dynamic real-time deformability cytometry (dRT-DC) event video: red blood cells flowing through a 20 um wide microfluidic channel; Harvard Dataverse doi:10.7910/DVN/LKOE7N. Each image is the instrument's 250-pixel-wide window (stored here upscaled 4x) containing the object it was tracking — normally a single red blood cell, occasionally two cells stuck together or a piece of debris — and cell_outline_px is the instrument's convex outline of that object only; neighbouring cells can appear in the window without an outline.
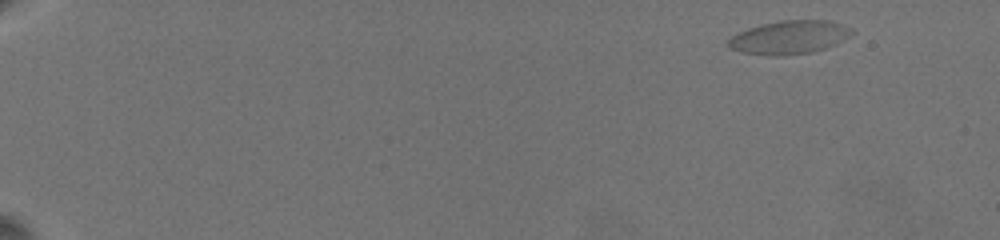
{"species": "common noctule bat (a hibernating species)", "species_latin": "Nyctalus noctula", "temperature_condition": "warm", "stored_images_in_passage": 36, "camera_frame_rate_fps": 3000, "um_per_image_px": 0.085, "animal": {"sex": "female", "body_mass_g": 19.5, "forearm_length_mm": 54.1}, "frame": {"image": 1, "passage_image": 1, "time_ms": 0.0, "image_size_px": [1000, 240], "cell_outline_px": [[856, 32], [824, 48], [812, 52], [744, 52], [728, 48], [724, 44], [732, 36], [740, 32], [764, 24], [784, 20], [824, 20], [840, 24], [852, 28]], "centroid_in_image_um": [67.11, 3.11], "position_along_channel_um": 17.9, "area_um2": 22.48}}
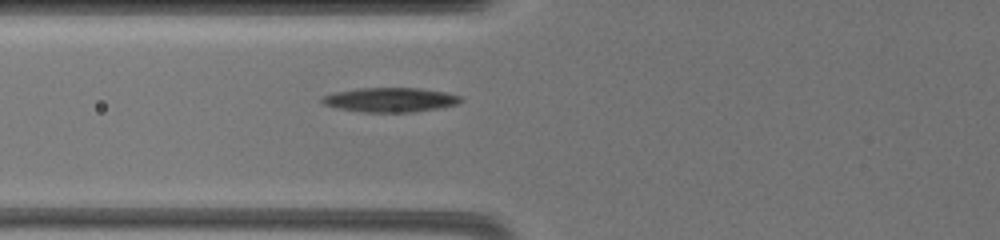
{"frame": {"image": 2, "passage_image": 21, "time_ms": 7.667, "image_size_px": [1000, 240], "cell_outline_px": [[464, 100], [456, 104], [436, 108], [412, 112], [364, 112], [336, 108], [324, 104], [320, 100], [320, 96], [336, 92], [360, 88], [420, 88], [444, 92], [460, 96]], "centroid_in_image_um": [33.13, 8.48], "position_along_channel_um": 92.7, "area_um2": 19.59}}
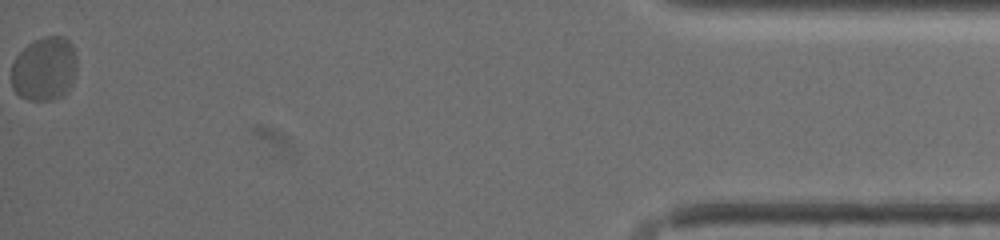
{"frame": {"image": 3, "passage_image": 36, "time_ms": 20.0, "image_size_px": [1000, 240], "cell_outline_px": [[76, 72], [72, 84], [68, 92], [64, 96], [52, 100], [28, 100], [20, 96], [12, 88], [12, 64], [16, 56], [28, 44], [44, 36], [60, 36], [68, 40], [72, 44], [76, 56]], "centroid_in_image_um": [3.79, 5.87], "position_along_channel_um": 431.4, "area_um2": 24.62}, "authors_computed_cell_mechanics": {"area_um2": 20.8369, "velocity_mm_per_s": 3.3626, "shape_relaxation_time_tau1_ms": 4.5285, "shape_relaxation_time_tau2_ms": null, "deformation_change_tau1": 0.1391, "deformation_change_tau2": null}}